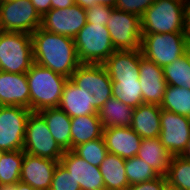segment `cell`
<instances>
[{
	"label": "cell",
	"instance_id": "7a4b0ae2",
	"mask_svg": "<svg viewBox=\"0 0 190 190\" xmlns=\"http://www.w3.org/2000/svg\"><path fill=\"white\" fill-rule=\"evenodd\" d=\"M30 92V110L59 107L63 87L69 78L34 63L26 72Z\"/></svg>",
	"mask_w": 190,
	"mask_h": 190
},
{
	"label": "cell",
	"instance_id": "4fadbf2b",
	"mask_svg": "<svg viewBox=\"0 0 190 190\" xmlns=\"http://www.w3.org/2000/svg\"><path fill=\"white\" fill-rule=\"evenodd\" d=\"M86 10L77 4L65 9H51L41 17L43 30L68 36L74 39L77 33L86 25Z\"/></svg>",
	"mask_w": 190,
	"mask_h": 190
},
{
	"label": "cell",
	"instance_id": "d590c367",
	"mask_svg": "<svg viewBox=\"0 0 190 190\" xmlns=\"http://www.w3.org/2000/svg\"><path fill=\"white\" fill-rule=\"evenodd\" d=\"M153 2L154 0H118L115 8L141 17Z\"/></svg>",
	"mask_w": 190,
	"mask_h": 190
},
{
	"label": "cell",
	"instance_id": "603a6c76",
	"mask_svg": "<svg viewBox=\"0 0 190 190\" xmlns=\"http://www.w3.org/2000/svg\"><path fill=\"white\" fill-rule=\"evenodd\" d=\"M59 108L71 118L98 114V110L93 105H89L80 87L76 86L70 79L63 87Z\"/></svg>",
	"mask_w": 190,
	"mask_h": 190
},
{
	"label": "cell",
	"instance_id": "4316f807",
	"mask_svg": "<svg viewBox=\"0 0 190 190\" xmlns=\"http://www.w3.org/2000/svg\"><path fill=\"white\" fill-rule=\"evenodd\" d=\"M23 150L6 151L0 155V185H14L20 181Z\"/></svg>",
	"mask_w": 190,
	"mask_h": 190
},
{
	"label": "cell",
	"instance_id": "1f68e13d",
	"mask_svg": "<svg viewBox=\"0 0 190 190\" xmlns=\"http://www.w3.org/2000/svg\"><path fill=\"white\" fill-rule=\"evenodd\" d=\"M125 169L129 186L143 183L159 176V174L155 172L150 165L137 156L126 159Z\"/></svg>",
	"mask_w": 190,
	"mask_h": 190
},
{
	"label": "cell",
	"instance_id": "f6af8a7d",
	"mask_svg": "<svg viewBox=\"0 0 190 190\" xmlns=\"http://www.w3.org/2000/svg\"><path fill=\"white\" fill-rule=\"evenodd\" d=\"M0 190H16V184H14V185H0Z\"/></svg>",
	"mask_w": 190,
	"mask_h": 190
},
{
	"label": "cell",
	"instance_id": "9a60e30c",
	"mask_svg": "<svg viewBox=\"0 0 190 190\" xmlns=\"http://www.w3.org/2000/svg\"><path fill=\"white\" fill-rule=\"evenodd\" d=\"M139 74L143 102L160 105L167 86L163 68L145 58L142 55L141 49Z\"/></svg>",
	"mask_w": 190,
	"mask_h": 190
},
{
	"label": "cell",
	"instance_id": "277c9868",
	"mask_svg": "<svg viewBox=\"0 0 190 190\" xmlns=\"http://www.w3.org/2000/svg\"><path fill=\"white\" fill-rule=\"evenodd\" d=\"M33 64L31 34L0 30V70L26 73Z\"/></svg>",
	"mask_w": 190,
	"mask_h": 190
},
{
	"label": "cell",
	"instance_id": "52a82bcc",
	"mask_svg": "<svg viewBox=\"0 0 190 190\" xmlns=\"http://www.w3.org/2000/svg\"><path fill=\"white\" fill-rule=\"evenodd\" d=\"M183 32L142 34L141 52L160 67L174 62L185 53Z\"/></svg>",
	"mask_w": 190,
	"mask_h": 190
},
{
	"label": "cell",
	"instance_id": "7c38bea8",
	"mask_svg": "<svg viewBox=\"0 0 190 190\" xmlns=\"http://www.w3.org/2000/svg\"><path fill=\"white\" fill-rule=\"evenodd\" d=\"M160 122L161 144L172 156H180L190 137V118L161 109Z\"/></svg>",
	"mask_w": 190,
	"mask_h": 190
},
{
	"label": "cell",
	"instance_id": "8fae6325",
	"mask_svg": "<svg viewBox=\"0 0 190 190\" xmlns=\"http://www.w3.org/2000/svg\"><path fill=\"white\" fill-rule=\"evenodd\" d=\"M31 110L22 106H0V150H23L26 124Z\"/></svg>",
	"mask_w": 190,
	"mask_h": 190
},
{
	"label": "cell",
	"instance_id": "5bb4252c",
	"mask_svg": "<svg viewBox=\"0 0 190 190\" xmlns=\"http://www.w3.org/2000/svg\"><path fill=\"white\" fill-rule=\"evenodd\" d=\"M59 162L80 185L81 190L105 189L99 167L87 163L73 150L64 151Z\"/></svg>",
	"mask_w": 190,
	"mask_h": 190
},
{
	"label": "cell",
	"instance_id": "7bdbcfd3",
	"mask_svg": "<svg viewBox=\"0 0 190 190\" xmlns=\"http://www.w3.org/2000/svg\"><path fill=\"white\" fill-rule=\"evenodd\" d=\"M180 156H182L186 160L190 161V137H189V140L187 142L184 152Z\"/></svg>",
	"mask_w": 190,
	"mask_h": 190
},
{
	"label": "cell",
	"instance_id": "ab89813d",
	"mask_svg": "<svg viewBox=\"0 0 190 190\" xmlns=\"http://www.w3.org/2000/svg\"><path fill=\"white\" fill-rule=\"evenodd\" d=\"M183 34L186 42H190V0L186 1V13Z\"/></svg>",
	"mask_w": 190,
	"mask_h": 190
},
{
	"label": "cell",
	"instance_id": "ba28073f",
	"mask_svg": "<svg viewBox=\"0 0 190 190\" xmlns=\"http://www.w3.org/2000/svg\"><path fill=\"white\" fill-rule=\"evenodd\" d=\"M25 153L46 159L60 161L64 151L56 143L48 125L39 112L29 114L24 137Z\"/></svg>",
	"mask_w": 190,
	"mask_h": 190
},
{
	"label": "cell",
	"instance_id": "bcb514c9",
	"mask_svg": "<svg viewBox=\"0 0 190 190\" xmlns=\"http://www.w3.org/2000/svg\"><path fill=\"white\" fill-rule=\"evenodd\" d=\"M166 190H185V189L178 188V187L171 186V185H167Z\"/></svg>",
	"mask_w": 190,
	"mask_h": 190
},
{
	"label": "cell",
	"instance_id": "f35d334b",
	"mask_svg": "<svg viewBox=\"0 0 190 190\" xmlns=\"http://www.w3.org/2000/svg\"><path fill=\"white\" fill-rule=\"evenodd\" d=\"M30 2L41 17L51 10V0H30Z\"/></svg>",
	"mask_w": 190,
	"mask_h": 190
},
{
	"label": "cell",
	"instance_id": "f546056e",
	"mask_svg": "<svg viewBox=\"0 0 190 190\" xmlns=\"http://www.w3.org/2000/svg\"><path fill=\"white\" fill-rule=\"evenodd\" d=\"M167 85L190 89V65L185 55L163 67Z\"/></svg>",
	"mask_w": 190,
	"mask_h": 190
},
{
	"label": "cell",
	"instance_id": "d6986e66",
	"mask_svg": "<svg viewBox=\"0 0 190 190\" xmlns=\"http://www.w3.org/2000/svg\"><path fill=\"white\" fill-rule=\"evenodd\" d=\"M111 81L139 79L140 49L116 50L103 63Z\"/></svg>",
	"mask_w": 190,
	"mask_h": 190
},
{
	"label": "cell",
	"instance_id": "ac0fdd59",
	"mask_svg": "<svg viewBox=\"0 0 190 190\" xmlns=\"http://www.w3.org/2000/svg\"><path fill=\"white\" fill-rule=\"evenodd\" d=\"M107 151L123 159L137 156L142 138L131 127L103 128Z\"/></svg>",
	"mask_w": 190,
	"mask_h": 190
},
{
	"label": "cell",
	"instance_id": "60d3db41",
	"mask_svg": "<svg viewBox=\"0 0 190 190\" xmlns=\"http://www.w3.org/2000/svg\"><path fill=\"white\" fill-rule=\"evenodd\" d=\"M74 4V0H51V9H65Z\"/></svg>",
	"mask_w": 190,
	"mask_h": 190
},
{
	"label": "cell",
	"instance_id": "d4e9b609",
	"mask_svg": "<svg viewBox=\"0 0 190 190\" xmlns=\"http://www.w3.org/2000/svg\"><path fill=\"white\" fill-rule=\"evenodd\" d=\"M125 161L115 154L107 153L99 166L105 190H126L129 182L126 176Z\"/></svg>",
	"mask_w": 190,
	"mask_h": 190
},
{
	"label": "cell",
	"instance_id": "2e32d148",
	"mask_svg": "<svg viewBox=\"0 0 190 190\" xmlns=\"http://www.w3.org/2000/svg\"><path fill=\"white\" fill-rule=\"evenodd\" d=\"M58 161L24 152L20 181L38 190H49Z\"/></svg>",
	"mask_w": 190,
	"mask_h": 190
},
{
	"label": "cell",
	"instance_id": "e0dca14e",
	"mask_svg": "<svg viewBox=\"0 0 190 190\" xmlns=\"http://www.w3.org/2000/svg\"><path fill=\"white\" fill-rule=\"evenodd\" d=\"M0 106H22L30 109V92L26 73L0 70Z\"/></svg>",
	"mask_w": 190,
	"mask_h": 190
},
{
	"label": "cell",
	"instance_id": "30bf717a",
	"mask_svg": "<svg viewBox=\"0 0 190 190\" xmlns=\"http://www.w3.org/2000/svg\"><path fill=\"white\" fill-rule=\"evenodd\" d=\"M106 27L115 50L140 49L142 31L138 15L114 8Z\"/></svg>",
	"mask_w": 190,
	"mask_h": 190
},
{
	"label": "cell",
	"instance_id": "9c48e42d",
	"mask_svg": "<svg viewBox=\"0 0 190 190\" xmlns=\"http://www.w3.org/2000/svg\"><path fill=\"white\" fill-rule=\"evenodd\" d=\"M41 26V16L30 0H4L0 5V30L32 34Z\"/></svg>",
	"mask_w": 190,
	"mask_h": 190
},
{
	"label": "cell",
	"instance_id": "cb8c5ba5",
	"mask_svg": "<svg viewBox=\"0 0 190 190\" xmlns=\"http://www.w3.org/2000/svg\"><path fill=\"white\" fill-rule=\"evenodd\" d=\"M103 136V127L98 114L71 118V150L88 141Z\"/></svg>",
	"mask_w": 190,
	"mask_h": 190
},
{
	"label": "cell",
	"instance_id": "ee69618b",
	"mask_svg": "<svg viewBox=\"0 0 190 190\" xmlns=\"http://www.w3.org/2000/svg\"><path fill=\"white\" fill-rule=\"evenodd\" d=\"M186 59L188 60L189 62V65H190V42H186L185 44V53H184Z\"/></svg>",
	"mask_w": 190,
	"mask_h": 190
},
{
	"label": "cell",
	"instance_id": "d6a6232c",
	"mask_svg": "<svg viewBox=\"0 0 190 190\" xmlns=\"http://www.w3.org/2000/svg\"><path fill=\"white\" fill-rule=\"evenodd\" d=\"M73 151L87 163L99 167L108 153L103 136L76 146Z\"/></svg>",
	"mask_w": 190,
	"mask_h": 190
},
{
	"label": "cell",
	"instance_id": "74e56055",
	"mask_svg": "<svg viewBox=\"0 0 190 190\" xmlns=\"http://www.w3.org/2000/svg\"><path fill=\"white\" fill-rule=\"evenodd\" d=\"M74 1L75 4L87 10L96 4H102L115 8L118 0H74Z\"/></svg>",
	"mask_w": 190,
	"mask_h": 190
},
{
	"label": "cell",
	"instance_id": "8992f818",
	"mask_svg": "<svg viewBox=\"0 0 190 190\" xmlns=\"http://www.w3.org/2000/svg\"><path fill=\"white\" fill-rule=\"evenodd\" d=\"M69 79L98 111L112 97V81L103 64H80Z\"/></svg>",
	"mask_w": 190,
	"mask_h": 190
},
{
	"label": "cell",
	"instance_id": "5b68a950",
	"mask_svg": "<svg viewBox=\"0 0 190 190\" xmlns=\"http://www.w3.org/2000/svg\"><path fill=\"white\" fill-rule=\"evenodd\" d=\"M77 56L81 64H103L116 51L106 26L86 25L74 37Z\"/></svg>",
	"mask_w": 190,
	"mask_h": 190
},
{
	"label": "cell",
	"instance_id": "e575fe53",
	"mask_svg": "<svg viewBox=\"0 0 190 190\" xmlns=\"http://www.w3.org/2000/svg\"><path fill=\"white\" fill-rule=\"evenodd\" d=\"M114 8L102 4L93 5L86 10L87 23L106 26Z\"/></svg>",
	"mask_w": 190,
	"mask_h": 190
},
{
	"label": "cell",
	"instance_id": "ffe728a7",
	"mask_svg": "<svg viewBox=\"0 0 190 190\" xmlns=\"http://www.w3.org/2000/svg\"><path fill=\"white\" fill-rule=\"evenodd\" d=\"M160 105L143 103L134 109L131 128L142 138H158L161 131Z\"/></svg>",
	"mask_w": 190,
	"mask_h": 190
},
{
	"label": "cell",
	"instance_id": "6da1fadb",
	"mask_svg": "<svg viewBox=\"0 0 190 190\" xmlns=\"http://www.w3.org/2000/svg\"><path fill=\"white\" fill-rule=\"evenodd\" d=\"M34 63L70 78L81 64L74 39L38 28L31 34Z\"/></svg>",
	"mask_w": 190,
	"mask_h": 190
},
{
	"label": "cell",
	"instance_id": "b9f144b4",
	"mask_svg": "<svg viewBox=\"0 0 190 190\" xmlns=\"http://www.w3.org/2000/svg\"><path fill=\"white\" fill-rule=\"evenodd\" d=\"M16 190H38V189H35L31 187L30 185L19 181L18 183H16Z\"/></svg>",
	"mask_w": 190,
	"mask_h": 190
},
{
	"label": "cell",
	"instance_id": "4dcf8cb0",
	"mask_svg": "<svg viewBox=\"0 0 190 190\" xmlns=\"http://www.w3.org/2000/svg\"><path fill=\"white\" fill-rule=\"evenodd\" d=\"M168 185L190 190V161L173 156L166 174Z\"/></svg>",
	"mask_w": 190,
	"mask_h": 190
},
{
	"label": "cell",
	"instance_id": "8d00e7d4",
	"mask_svg": "<svg viewBox=\"0 0 190 190\" xmlns=\"http://www.w3.org/2000/svg\"><path fill=\"white\" fill-rule=\"evenodd\" d=\"M167 185L166 176L159 175L155 179L130 185L126 190H166Z\"/></svg>",
	"mask_w": 190,
	"mask_h": 190
},
{
	"label": "cell",
	"instance_id": "83f0119b",
	"mask_svg": "<svg viewBox=\"0 0 190 190\" xmlns=\"http://www.w3.org/2000/svg\"><path fill=\"white\" fill-rule=\"evenodd\" d=\"M160 108L190 118V89L167 85Z\"/></svg>",
	"mask_w": 190,
	"mask_h": 190
},
{
	"label": "cell",
	"instance_id": "836d02e7",
	"mask_svg": "<svg viewBox=\"0 0 190 190\" xmlns=\"http://www.w3.org/2000/svg\"><path fill=\"white\" fill-rule=\"evenodd\" d=\"M49 190H81V188L71 174L58 162Z\"/></svg>",
	"mask_w": 190,
	"mask_h": 190
},
{
	"label": "cell",
	"instance_id": "7402d4cb",
	"mask_svg": "<svg viewBox=\"0 0 190 190\" xmlns=\"http://www.w3.org/2000/svg\"><path fill=\"white\" fill-rule=\"evenodd\" d=\"M137 157L144 160L159 175L166 176L173 156L158 137L142 139Z\"/></svg>",
	"mask_w": 190,
	"mask_h": 190
},
{
	"label": "cell",
	"instance_id": "3957f363",
	"mask_svg": "<svg viewBox=\"0 0 190 190\" xmlns=\"http://www.w3.org/2000/svg\"><path fill=\"white\" fill-rule=\"evenodd\" d=\"M187 0H154L140 17L142 34L183 32Z\"/></svg>",
	"mask_w": 190,
	"mask_h": 190
},
{
	"label": "cell",
	"instance_id": "44dd1931",
	"mask_svg": "<svg viewBox=\"0 0 190 190\" xmlns=\"http://www.w3.org/2000/svg\"><path fill=\"white\" fill-rule=\"evenodd\" d=\"M56 143L63 151L71 150V117L59 107L39 111Z\"/></svg>",
	"mask_w": 190,
	"mask_h": 190
},
{
	"label": "cell",
	"instance_id": "f1b7e54d",
	"mask_svg": "<svg viewBox=\"0 0 190 190\" xmlns=\"http://www.w3.org/2000/svg\"><path fill=\"white\" fill-rule=\"evenodd\" d=\"M112 97L133 108L144 103L139 79L112 81Z\"/></svg>",
	"mask_w": 190,
	"mask_h": 190
},
{
	"label": "cell",
	"instance_id": "484cf974",
	"mask_svg": "<svg viewBox=\"0 0 190 190\" xmlns=\"http://www.w3.org/2000/svg\"><path fill=\"white\" fill-rule=\"evenodd\" d=\"M134 109L114 97L109 98L98 111L102 127H130Z\"/></svg>",
	"mask_w": 190,
	"mask_h": 190
}]
</instances>
